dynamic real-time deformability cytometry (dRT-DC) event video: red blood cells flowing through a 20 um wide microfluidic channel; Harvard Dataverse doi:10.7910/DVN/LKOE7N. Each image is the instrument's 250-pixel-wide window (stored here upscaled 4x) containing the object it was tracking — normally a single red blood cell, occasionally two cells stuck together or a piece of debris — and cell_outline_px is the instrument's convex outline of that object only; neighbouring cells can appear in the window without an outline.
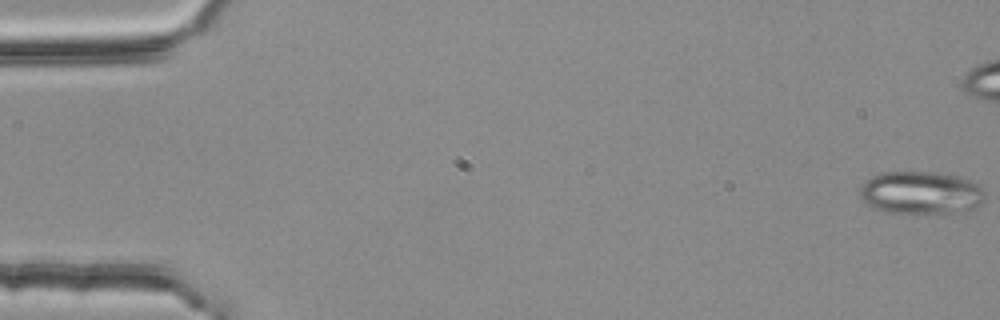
{"species": "common noctule bat (a hibernating species)", "species_latin": "Nyctalus noctula", "temperature_condition": "room temperature", "stored_images_in_passage": 56, "segment_of_instrument_passage": [1, 2], "camera_frame_rate_fps": 3000, "um_per_image_px": 0.085, "animal": {"sex": "female", "body_mass_g": 25.1}, "frame": {"image": 1, "passage_image": 1, "time_ms": 0.0, "image_size_px": [1000, 320], "cell_outline_px": [[984, 200], [980, 204], [972, 208], [952, 212], [884, 212], [872, 208], [860, 196], [860, 188], [872, 176], [884, 172], [936, 172], [956, 176], [968, 180], [976, 184], [984, 192]], "centroid_in_image_um": [78.24, 16.37], "position_along_channel_um": 6.8, "area_um2": 30.52}}